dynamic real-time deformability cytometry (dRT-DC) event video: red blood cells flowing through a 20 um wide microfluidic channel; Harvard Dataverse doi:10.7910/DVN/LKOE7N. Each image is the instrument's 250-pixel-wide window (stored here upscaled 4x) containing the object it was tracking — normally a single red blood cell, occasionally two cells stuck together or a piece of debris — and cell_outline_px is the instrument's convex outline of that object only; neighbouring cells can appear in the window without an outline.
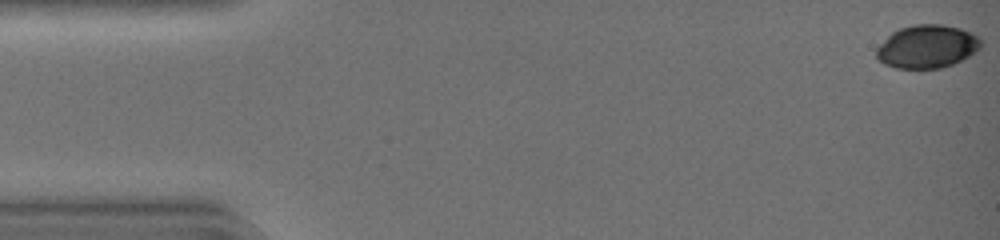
{"species": "common noctule bat (a hibernating species)", "species_latin": "Nyctalus noctula", "temperature_condition": "warm", "stored_images_in_passage": 42, "camera_frame_rate_fps": 3000, "um_per_image_px": 0.085, "animal": {"sex": "female", "body_mass_g": 19.0, "forearm_length_mm": 51.5}, "frame": {"image": 1, "passage_image": 1, "time_ms": 0.0, "image_size_px": [1000, 240], "cell_outline_px": [[984, 44], [980, 48], [968, 56], [952, 64], [940, 68], [896, 68], [884, 64], [876, 56], [876, 48], [892, 32], [900, 28], [916, 24], [940, 24], [960, 28], [980, 36]], "centroid_in_image_um": [78.82, 3.95], "position_along_channel_um": 6.2, "area_um2": 26.24}}
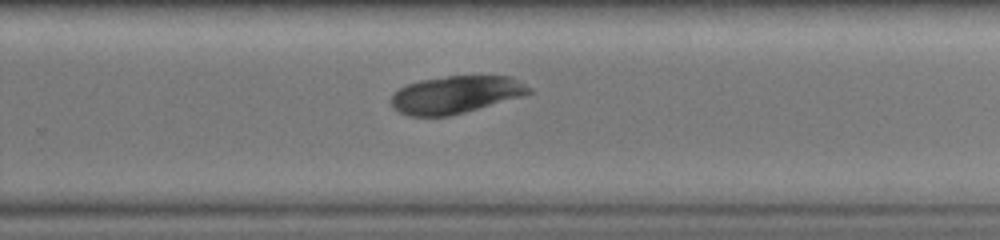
{"frame": {"image": 2, "passage_image": 30, "time_ms": 9.667, "image_size_px": [1000, 240], "cell_outline_px": [[532, 92], [524, 96], [464, 112], [448, 116], [408, 116], [392, 108], [392, 92], [408, 84], [420, 80], [448, 76], [512, 76], [532, 88]], "centroid_in_image_um": [38.75, 8.04], "position_along_channel_um": 291.0, "area_um2": 30.11}}
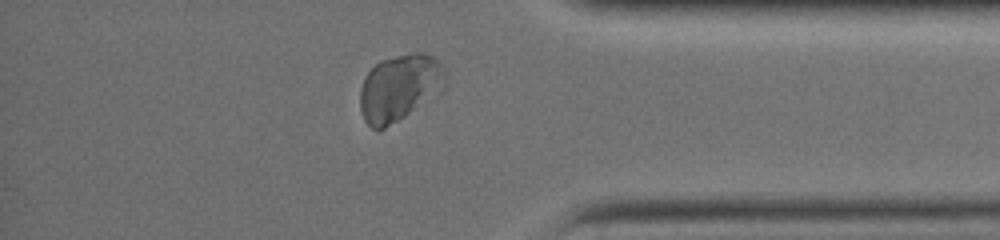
{"frame": {"image": 3, "passage_image": 38, "time_ms": 12.333, "image_size_px": [1000, 240], "cell_outline_px": [[444, 92], [384, 128], [372, 128], [364, 120], [360, 108], [360, 88], [368, 72], [380, 60], [412, 52], [424, 52], [432, 56], [440, 64], [444, 72]], "centroid_in_image_um": [33.97, 7.44], "position_along_channel_um": 401.2, "area_um2": 32.89}}